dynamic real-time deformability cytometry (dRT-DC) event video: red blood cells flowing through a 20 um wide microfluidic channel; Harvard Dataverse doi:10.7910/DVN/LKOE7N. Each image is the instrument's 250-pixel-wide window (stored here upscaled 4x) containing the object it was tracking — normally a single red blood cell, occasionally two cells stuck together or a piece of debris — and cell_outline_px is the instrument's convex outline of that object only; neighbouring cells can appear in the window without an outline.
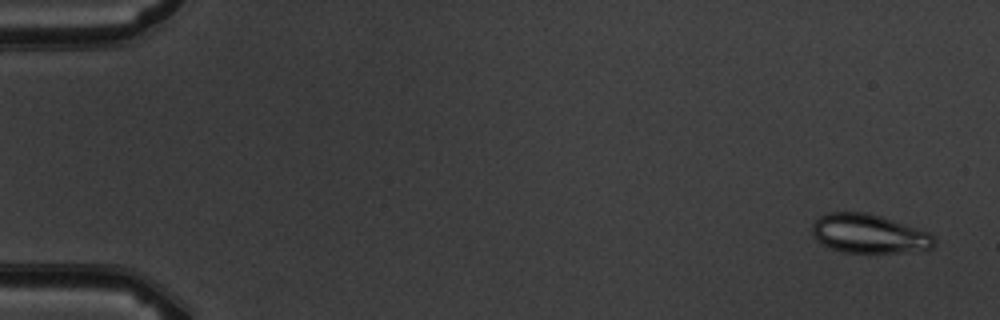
{"species": "common noctule bat (a hibernating species)", "species_latin": "Nyctalus noctula", "temperature_condition": "warm", "stored_images_in_passage": 5, "camera_frame_rate_fps": 3000, "um_per_image_px": 0.085, "animal": {"sex": "male", "body_mass_g": 19.5, "forearm_length_mm": 54.6}, "frame": {"image": 1, "passage_image": 1, "time_ms": 0.0, "image_size_px": [1000, 320], "cell_outline_px": [[936, 240], [932, 248], [928, 252], [844, 252], [820, 244], [812, 232], [812, 224], [820, 216], [828, 212], [864, 212], [880, 216], [928, 232]], "centroid_in_image_um": [73.88, 19.88], "position_along_channel_um": 11.1, "area_um2": 27.69}}